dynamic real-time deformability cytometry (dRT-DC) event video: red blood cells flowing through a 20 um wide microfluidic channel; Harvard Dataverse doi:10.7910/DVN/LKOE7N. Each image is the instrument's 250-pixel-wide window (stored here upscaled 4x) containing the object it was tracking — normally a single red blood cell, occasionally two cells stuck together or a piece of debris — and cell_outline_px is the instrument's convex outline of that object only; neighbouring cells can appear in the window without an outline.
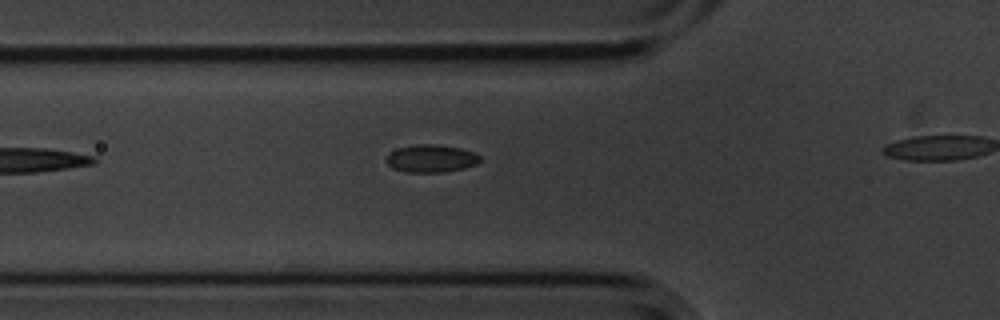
{"species": "common noctule bat (a hibernating species)", "species_latin": "Nyctalus noctula", "temperature_condition": "cold", "stored_images_in_passage": 7, "segment_of_instrument_passage": [1, 2], "camera_frame_rate_fps": 3000, "um_per_image_px": 0.085, "animal": {"sex": "male", "body_mass_g": 20.1, "forearm_length_mm": 53.5}, "frame": {"image": 1, "passage_image": 6, "time_ms": 1.667, "image_size_px": [1000, 320], "cell_outline_px": [[480, 160], [476, 164], [464, 168], [444, 172], [404, 172], [392, 168], [384, 160], [392, 152], [400, 148], [416, 144], [440, 144], [460, 148], [472, 152], [480, 156]], "centroid_in_image_um": [36.64, 13.48], "position_along_channel_um": 89.2, "area_um2": 15.03}}